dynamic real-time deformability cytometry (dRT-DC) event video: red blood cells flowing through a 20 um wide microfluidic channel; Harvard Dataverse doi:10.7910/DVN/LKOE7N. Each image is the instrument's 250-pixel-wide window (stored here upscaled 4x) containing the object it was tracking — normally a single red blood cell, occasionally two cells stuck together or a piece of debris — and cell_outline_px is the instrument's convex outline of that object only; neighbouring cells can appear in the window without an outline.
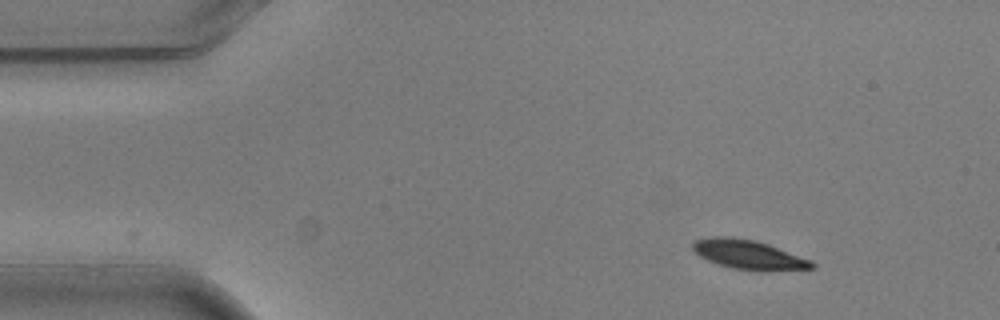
{"species": "common noctule bat (a hibernating species)", "species_latin": "Nyctalus noctula", "temperature_condition": "warm", "stored_images_in_passage": 8, "camera_frame_rate_fps": 3000, "um_per_image_px": 0.085, "animal": {"sex": "male", "body_mass_g": 20.5, "forearm_length_mm": 52.5}, "frame": {"image": 1, "passage_image": 1, "time_ms": 0.0, "image_size_px": [1000, 320], "cell_outline_px": [[816, 268], [732, 268], [708, 260], [700, 256], [692, 248], [692, 244], [696, 240], [712, 236], [732, 236], [756, 240], [768, 244], [812, 260], [816, 264]], "centroid_in_image_um": [63.57, 21.57], "position_along_channel_um": 21.4, "area_um2": 19.36}}
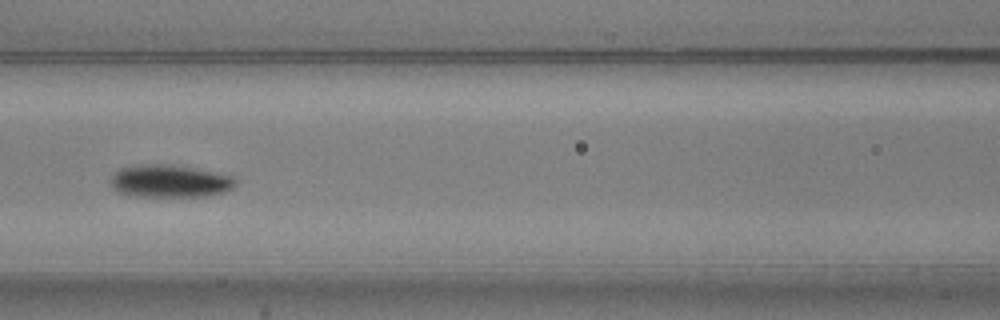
{"frame": {"image": 2, "passage_image": 6, "time_ms": 1.667, "image_size_px": [1000, 320], "cell_outline_px": [[236, 184], [232, 188], [224, 192], [204, 196], [136, 196], [120, 192], [112, 188], [112, 176], [120, 168], [144, 164], [172, 164], [232, 176], [236, 180]], "centroid_in_image_um": [14.44, 15.39], "position_along_channel_um": 152.2, "area_um2": 23.35}}
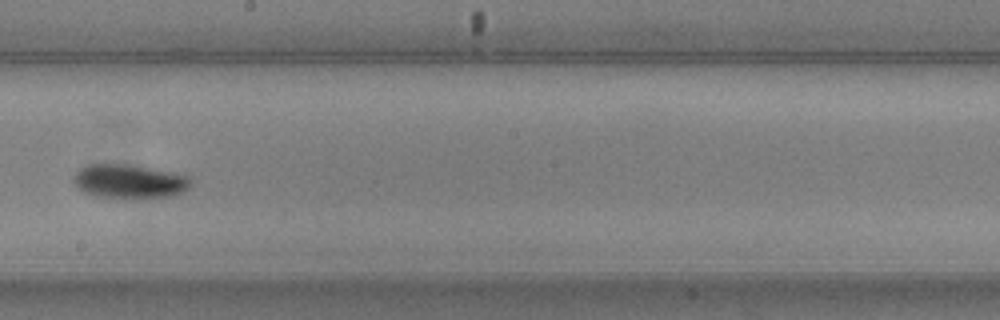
{"frame": {"image": 3, "passage_image": 8, "time_ms": 2.333, "image_size_px": [1000, 320], "cell_outline_px": [[192, 184], [188, 188], [172, 196], [148, 200], [140, 200], [100, 196], [84, 192], [72, 180], [72, 176], [80, 168], [88, 164], [128, 164], [172, 172], [188, 176], [192, 180]], "centroid_in_image_um": [11.02, 15.44], "position_along_channel_um": 237.2, "area_um2": 23.64}}